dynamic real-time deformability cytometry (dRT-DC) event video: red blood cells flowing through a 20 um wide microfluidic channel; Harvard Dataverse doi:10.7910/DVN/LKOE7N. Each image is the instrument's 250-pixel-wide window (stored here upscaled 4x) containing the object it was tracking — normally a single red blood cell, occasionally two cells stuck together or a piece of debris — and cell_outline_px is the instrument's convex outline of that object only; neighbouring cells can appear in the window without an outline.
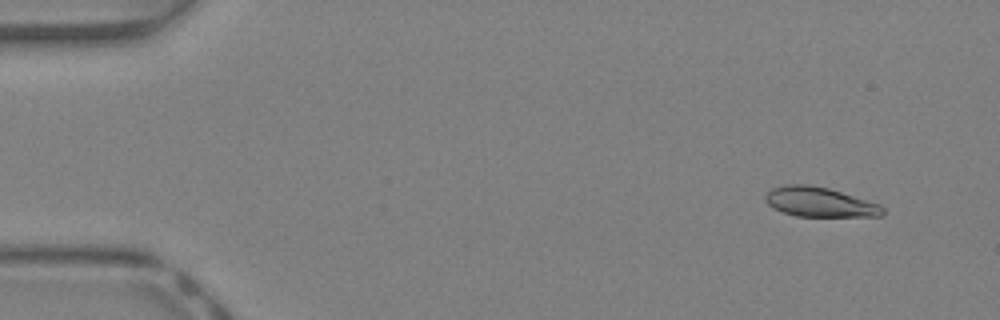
{"species": "Egyptian fruit bat (a non-hibernating species)", "species_latin": "Rousettus aegyptiacus", "temperature_condition": "warm", "stored_images_in_passage": 3, "camera_frame_rate_fps": 3000, "um_per_image_px": 0.085, "animal": {"sex": "female"}, "frame": {"image": 1, "passage_image": 2, "time_ms": 0.333, "image_size_px": [1000, 320], "cell_outline_px": [[856, 212], [844, 216], [808, 216], [788, 212], [780, 208], [788, 188], [820, 188], [836, 192], [852, 200]], "centroid_in_image_um": [69.43, 17.23], "position_along_channel_um": 15.6, "area_um2": 12.31}}